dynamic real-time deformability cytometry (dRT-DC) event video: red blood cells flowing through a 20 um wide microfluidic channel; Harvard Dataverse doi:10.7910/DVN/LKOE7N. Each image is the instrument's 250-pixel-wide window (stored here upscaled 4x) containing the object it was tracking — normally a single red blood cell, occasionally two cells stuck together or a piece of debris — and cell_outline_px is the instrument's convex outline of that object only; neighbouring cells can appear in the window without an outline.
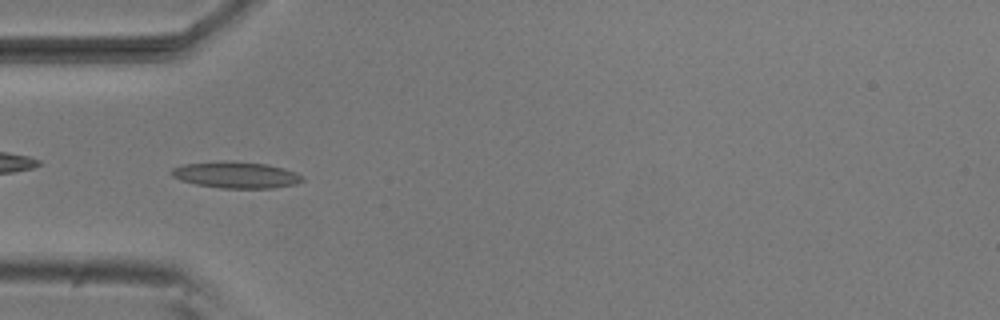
{"species": "common noctule bat (a hibernating species)", "species_latin": "Nyctalus noctula", "temperature_condition": "room temperature", "stored_images_in_passage": 39, "camera_frame_rate_fps": 3000, "um_per_image_px": 0.085, "animal": {"sex": "male", "body_mass_g": 20.5, "forearm_length_mm": 52.5}, "frame": {"image": 1, "passage_image": 3, "time_ms": 0.667, "image_size_px": [1000, 320], "cell_outline_px": [[304, 180], [296, 184], [272, 188], [220, 188], [196, 184], [180, 180], [172, 176], [168, 172], [172, 168], [184, 164], [228, 160], [268, 164], [284, 168], [296, 172], [304, 176]], "centroid_in_image_um": [20.07, 14.86], "position_along_channel_um": 64.9, "area_um2": 20.4}}
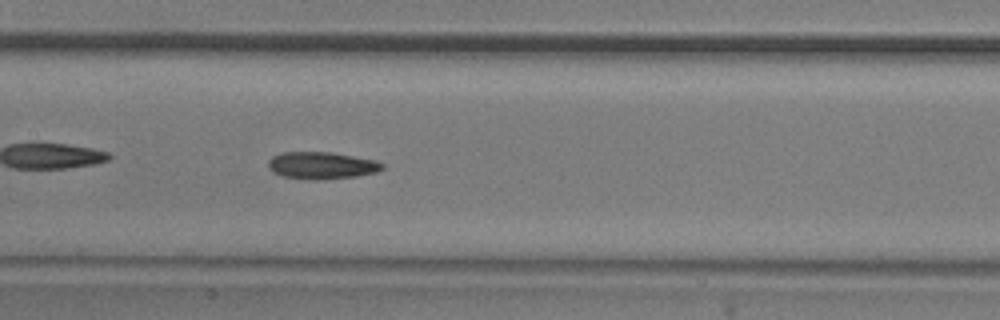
{"frame": {"image": 2, "passage_image": 12, "time_ms": 3.667, "image_size_px": [1000, 320], "cell_outline_px": [[384, 168], [376, 172], [356, 176], [324, 180], [308, 180], [280, 176], [272, 172], [268, 168], [268, 160], [272, 156], [284, 152], [332, 152], [376, 160], [384, 164]], "centroid_in_image_um": [27.31, 14.07], "position_along_channel_um": 180.1, "area_um2": 18.32}}
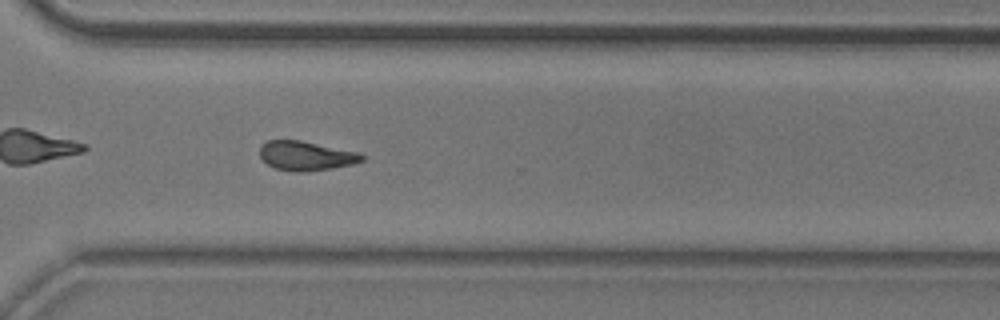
{"frame": {"image": 3, "passage_image": 25, "time_ms": 8.0, "image_size_px": [1000, 320], "cell_outline_px": [[364, 160], [352, 164], [332, 168], [300, 172], [276, 168], [268, 164], [260, 156], [260, 144], [268, 140], [300, 140], [356, 152], [364, 156]], "centroid_in_image_um": [25.98, 13.23], "position_along_channel_um": 344.6, "area_um2": 17.11}, "authors_computed_cell_mechanics": {"area_um2": 17.3978, "velocity_mm_per_s": 3.808, "shape_relaxation_time_tau1_ms": 7.5923, "shape_relaxation_time_tau2_ms": 4.4854, "deformation_change_tau1": 0.1721, "deformation_change_tau2": 0.1239}}